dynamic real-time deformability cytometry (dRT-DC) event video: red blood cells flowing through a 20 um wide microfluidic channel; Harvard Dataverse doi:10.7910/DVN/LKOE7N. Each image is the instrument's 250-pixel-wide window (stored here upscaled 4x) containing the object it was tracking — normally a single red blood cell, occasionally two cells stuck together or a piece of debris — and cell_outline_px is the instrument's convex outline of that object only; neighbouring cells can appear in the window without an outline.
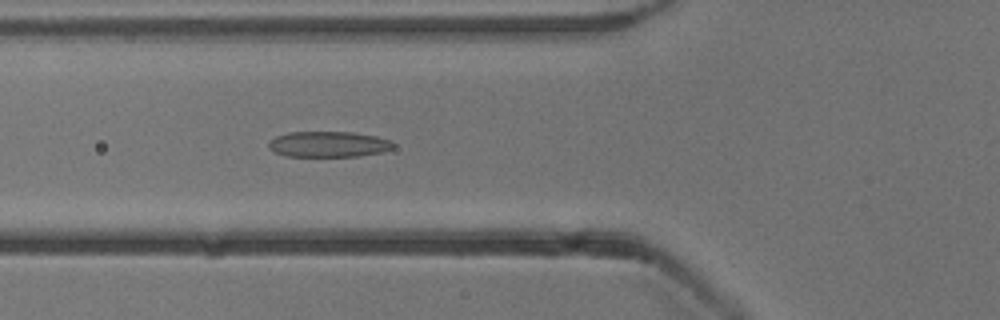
{"species": "common noctule bat (a hibernating species)", "species_latin": "Nyctalus noctula", "temperature_condition": "cold", "stored_images_in_passage": 42, "camera_frame_rate_fps": 3000, "um_per_image_px": 0.085, "animal": {"sex": "male", "body_mass_g": 13.3}, "frame": {"image": 1, "passage_image": 7, "time_ms": 2.0, "image_size_px": [1000, 320], "cell_outline_px": [[396, 144], [392, 148], [384, 152], [360, 156], [284, 156], [268, 148], [268, 144], [276, 136], [288, 132], [352, 132], [376, 136], [392, 140]], "centroid_in_image_um": [27.97, 12.26], "position_along_channel_um": 97.8, "area_um2": 18.79}}
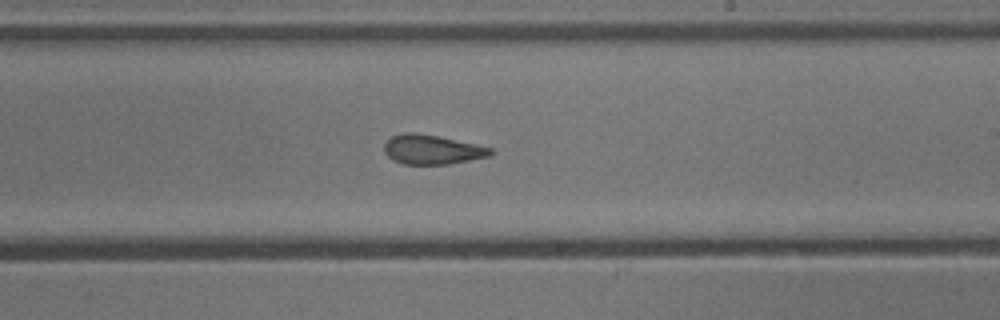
{"frame": {"image": 2, "passage_image": 19, "time_ms": 6.0, "image_size_px": [1000, 320], "cell_outline_px": [[496, 152], [492, 156], [448, 164], [404, 164], [388, 156], [384, 152], [384, 144], [392, 136], [404, 132], [416, 132], [476, 144], [492, 148]], "centroid_in_image_um": [36.77, 12.71], "position_along_channel_um": 252.2, "area_um2": 18.21}}
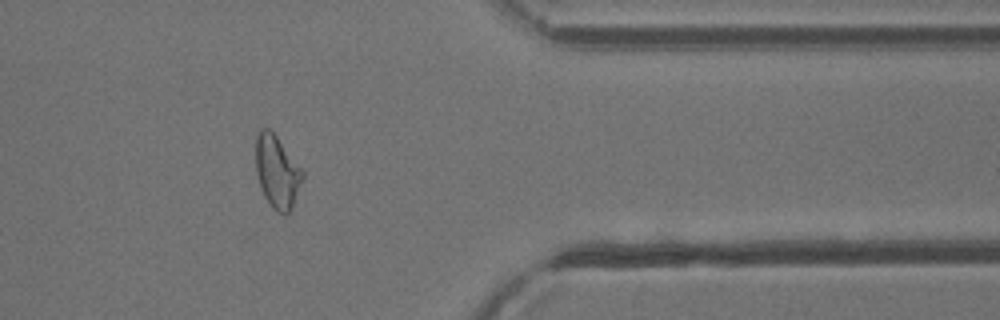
{"frame": {"image": 3, "passage_image": 31, "time_ms": 10.0, "image_size_px": [1000, 320], "cell_outline_px": [[304, 176], [292, 204], [288, 212], [284, 216], [276, 212], [272, 208], [264, 196], [260, 188], [256, 172], [256, 136], [260, 128], [268, 128], [276, 136], [304, 172]], "centroid_in_image_um": [23.52, 14.61], "position_along_channel_um": 387.9, "area_um2": 19.54}}